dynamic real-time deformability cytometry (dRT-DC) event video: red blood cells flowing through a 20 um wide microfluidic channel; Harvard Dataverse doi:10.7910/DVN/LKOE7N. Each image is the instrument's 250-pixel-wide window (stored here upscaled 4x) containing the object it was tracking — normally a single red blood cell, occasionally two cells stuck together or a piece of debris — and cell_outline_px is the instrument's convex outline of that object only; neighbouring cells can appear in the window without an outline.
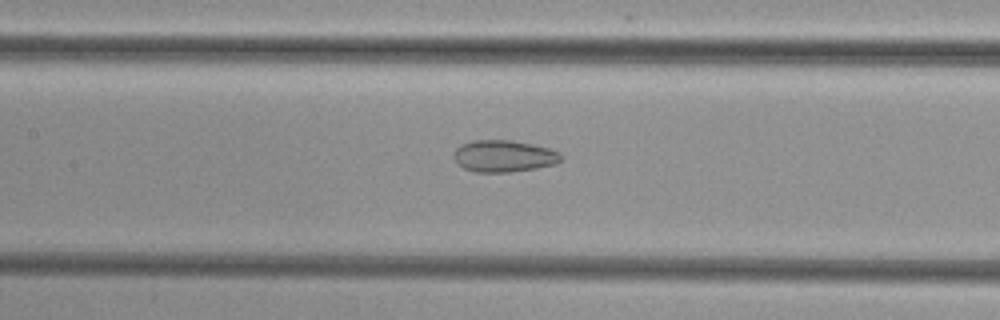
{"species": "common noctule bat (a hibernating species)", "species_latin": "Nyctalus noctula", "temperature_condition": "cold", "stored_images_in_passage": 39, "camera_frame_rate_fps": 3000, "um_per_image_px": 0.085, "animal": {"sex": "female", "body_mass_g": 29.2, "forearm_length_mm": 56.3}, "frame": {"image": 1, "passage_image": 12, "time_ms": 3.667, "image_size_px": [1000, 320], "cell_outline_px": [[564, 156], [556, 164], [536, 168], [508, 172], [476, 172], [464, 168], [452, 156], [456, 148], [472, 140], [512, 140], [532, 144], [548, 148], [560, 152]], "centroid_in_image_um": [42.85, 13.26], "position_along_channel_um": 164.5, "area_um2": 19.83}}
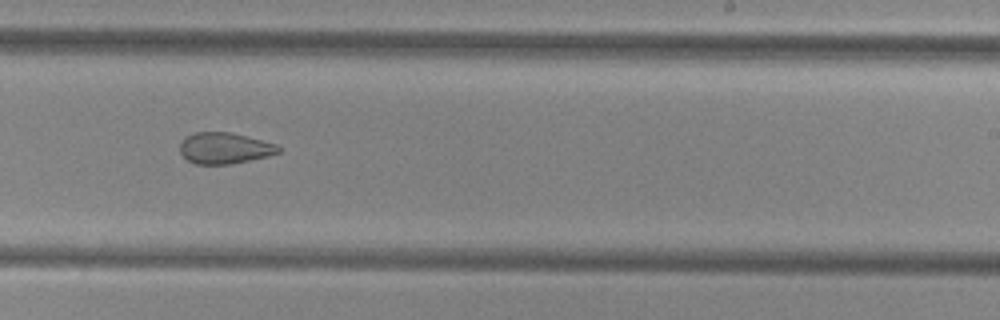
{"frame": {"image": 2, "passage_image": 20, "time_ms": 6.333, "image_size_px": [1000, 320], "cell_outline_px": [[280, 152], [268, 156], [228, 164], [196, 164], [188, 160], [180, 152], [180, 144], [184, 136], [196, 132], [232, 132], [276, 144], [280, 148]], "centroid_in_image_um": [19.06, 12.58], "position_along_channel_um": 269.9, "area_um2": 17.8}}
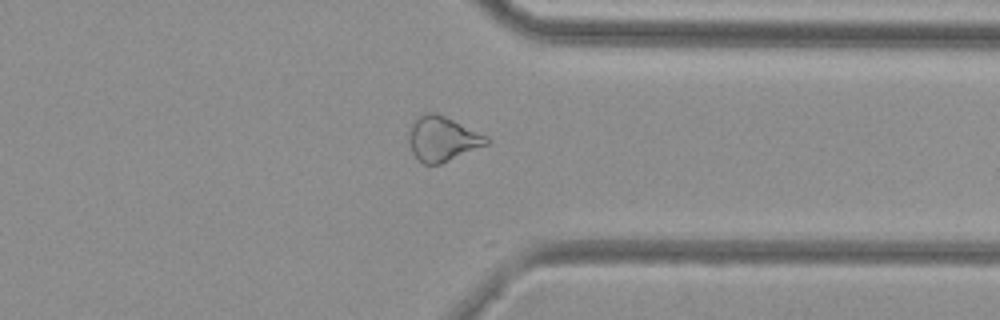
{"frame": {"image": 3, "passage_image": 28, "time_ms": 9.0, "image_size_px": [1000, 320], "cell_outline_px": [[492, 140], [488, 144], [440, 164], [424, 164], [412, 152], [408, 140], [408, 132], [416, 116], [424, 112], [432, 112], [444, 116], [488, 136]], "centroid_in_image_um": [37.6, 11.78], "position_along_channel_um": 373.8, "area_um2": 20.23}}